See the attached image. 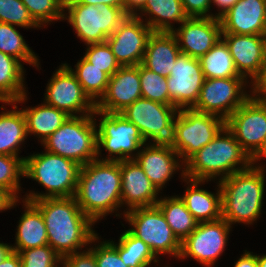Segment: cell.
<instances>
[{
	"label": "cell",
	"instance_id": "6da1fadb",
	"mask_svg": "<svg viewBox=\"0 0 266 267\" xmlns=\"http://www.w3.org/2000/svg\"><path fill=\"white\" fill-rule=\"evenodd\" d=\"M31 203L43 216L48 245L62 259L98 238L91 229L94 222L80 209L75 197L42 198Z\"/></svg>",
	"mask_w": 266,
	"mask_h": 267
},
{
	"label": "cell",
	"instance_id": "7a4b0ae2",
	"mask_svg": "<svg viewBox=\"0 0 266 267\" xmlns=\"http://www.w3.org/2000/svg\"><path fill=\"white\" fill-rule=\"evenodd\" d=\"M74 197L80 209L93 222L120 207V161L97 158L81 166Z\"/></svg>",
	"mask_w": 266,
	"mask_h": 267
},
{
	"label": "cell",
	"instance_id": "3957f363",
	"mask_svg": "<svg viewBox=\"0 0 266 267\" xmlns=\"http://www.w3.org/2000/svg\"><path fill=\"white\" fill-rule=\"evenodd\" d=\"M221 134L226 136L221 137ZM185 163V170H182L184 179L188 177L192 180L205 181L221 173L225 174L221 179L227 178L235 172L249 168L253 160L225 126L210 143L197 151ZM240 163L243 167L235 168Z\"/></svg>",
	"mask_w": 266,
	"mask_h": 267
},
{
	"label": "cell",
	"instance_id": "277c9868",
	"mask_svg": "<svg viewBox=\"0 0 266 267\" xmlns=\"http://www.w3.org/2000/svg\"><path fill=\"white\" fill-rule=\"evenodd\" d=\"M262 167L249 168L220 179L222 218L233 222L251 224L259 217L264 193V173Z\"/></svg>",
	"mask_w": 266,
	"mask_h": 267
},
{
	"label": "cell",
	"instance_id": "5b68a950",
	"mask_svg": "<svg viewBox=\"0 0 266 267\" xmlns=\"http://www.w3.org/2000/svg\"><path fill=\"white\" fill-rule=\"evenodd\" d=\"M80 167L70 159L47 151L26 157L24 159V176L38 181L47 188L49 193L46 195L30 193L25 201L74 197Z\"/></svg>",
	"mask_w": 266,
	"mask_h": 267
},
{
	"label": "cell",
	"instance_id": "8992f818",
	"mask_svg": "<svg viewBox=\"0 0 266 267\" xmlns=\"http://www.w3.org/2000/svg\"><path fill=\"white\" fill-rule=\"evenodd\" d=\"M92 115L69 116L43 142L46 151L70 159L80 166L97 159V127Z\"/></svg>",
	"mask_w": 266,
	"mask_h": 267
},
{
	"label": "cell",
	"instance_id": "52a82bcc",
	"mask_svg": "<svg viewBox=\"0 0 266 267\" xmlns=\"http://www.w3.org/2000/svg\"><path fill=\"white\" fill-rule=\"evenodd\" d=\"M169 144L185 162L210 143L225 127V120L217 115L185 108L178 110ZM184 157V158H183Z\"/></svg>",
	"mask_w": 266,
	"mask_h": 267
},
{
	"label": "cell",
	"instance_id": "ba28073f",
	"mask_svg": "<svg viewBox=\"0 0 266 267\" xmlns=\"http://www.w3.org/2000/svg\"><path fill=\"white\" fill-rule=\"evenodd\" d=\"M63 9L68 10V21L76 30L77 36L88 45L106 42L128 16L118 7L78 4L74 0L64 2Z\"/></svg>",
	"mask_w": 266,
	"mask_h": 267
},
{
	"label": "cell",
	"instance_id": "9c48e42d",
	"mask_svg": "<svg viewBox=\"0 0 266 267\" xmlns=\"http://www.w3.org/2000/svg\"><path fill=\"white\" fill-rule=\"evenodd\" d=\"M125 218L134 227L128 231L143 240L155 256L163 253L180 256L181 241L157 205L131 209L125 213Z\"/></svg>",
	"mask_w": 266,
	"mask_h": 267
},
{
	"label": "cell",
	"instance_id": "30bf717a",
	"mask_svg": "<svg viewBox=\"0 0 266 267\" xmlns=\"http://www.w3.org/2000/svg\"><path fill=\"white\" fill-rule=\"evenodd\" d=\"M225 126L253 160L266 143V102L249 97L225 120Z\"/></svg>",
	"mask_w": 266,
	"mask_h": 267
},
{
	"label": "cell",
	"instance_id": "8fae6325",
	"mask_svg": "<svg viewBox=\"0 0 266 267\" xmlns=\"http://www.w3.org/2000/svg\"><path fill=\"white\" fill-rule=\"evenodd\" d=\"M94 114L103 117L97 131V154H100L102 145L110 155H119L116 158H107L105 161L119 162L134 159L130 153L145 144L138 127L121 113H105L95 109Z\"/></svg>",
	"mask_w": 266,
	"mask_h": 267
},
{
	"label": "cell",
	"instance_id": "7c38bea8",
	"mask_svg": "<svg viewBox=\"0 0 266 267\" xmlns=\"http://www.w3.org/2000/svg\"><path fill=\"white\" fill-rule=\"evenodd\" d=\"M177 110L172 105L141 97L124 109L121 114L138 127L145 142L148 138H152L154 143H169Z\"/></svg>",
	"mask_w": 266,
	"mask_h": 267
},
{
	"label": "cell",
	"instance_id": "4fadbf2b",
	"mask_svg": "<svg viewBox=\"0 0 266 267\" xmlns=\"http://www.w3.org/2000/svg\"><path fill=\"white\" fill-rule=\"evenodd\" d=\"M244 80V77L205 78L198 101L192 109L226 120L250 97L243 90L241 92Z\"/></svg>",
	"mask_w": 266,
	"mask_h": 267
},
{
	"label": "cell",
	"instance_id": "5bb4252c",
	"mask_svg": "<svg viewBox=\"0 0 266 267\" xmlns=\"http://www.w3.org/2000/svg\"><path fill=\"white\" fill-rule=\"evenodd\" d=\"M153 30L143 24L140 16L128 15L107 38L112 53L121 67L142 64L146 46Z\"/></svg>",
	"mask_w": 266,
	"mask_h": 267
},
{
	"label": "cell",
	"instance_id": "9a60e30c",
	"mask_svg": "<svg viewBox=\"0 0 266 267\" xmlns=\"http://www.w3.org/2000/svg\"><path fill=\"white\" fill-rule=\"evenodd\" d=\"M230 228L223 218L198 223L195 230L181 242L179 258L190 256L203 265L211 266L223 252Z\"/></svg>",
	"mask_w": 266,
	"mask_h": 267
},
{
	"label": "cell",
	"instance_id": "2e32d148",
	"mask_svg": "<svg viewBox=\"0 0 266 267\" xmlns=\"http://www.w3.org/2000/svg\"><path fill=\"white\" fill-rule=\"evenodd\" d=\"M171 69L167 87L172 106L178 110L193 108L205 79L199 59L180 52Z\"/></svg>",
	"mask_w": 266,
	"mask_h": 267
},
{
	"label": "cell",
	"instance_id": "e0dca14e",
	"mask_svg": "<svg viewBox=\"0 0 266 267\" xmlns=\"http://www.w3.org/2000/svg\"><path fill=\"white\" fill-rule=\"evenodd\" d=\"M45 94L46 104L64 111L69 116H76L74 112L93 114L96 109V103L84 92L75 75L65 64L55 72Z\"/></svg>",
	"mask_w": 266,
	"mask_h": 267
},
{
	"label": "cell",
	"instance_id": "ac0fdd59",
	"mask_svg": "<svg viewBox=\"0 0 266 267\" xmlns=\"http://www.w3.org/2000/svg\"><path fill=\"white\" fill-rule=\"evenodd\" d=\"M180 28L172 32L180 51L193 58L205 55L222 36L220 19L215 17H188Z\"/></svg>",
	"mask_w": 266,
	"mask_h": 267
},
{
	"label": "cell",
	"instance_id": "d6986e66",
	"mask_svg": "<svg viewBox=\"0 0 266 267\" xmlns=\"http://www.w3.org/2000/svg\"><path fill=\"white\" fill-rule=\"evenodd\" d=\"M142 97L139 65L120 67L111 77L96 109L105 113H121Z\"/></svg>",
	"mask_w": 266,
	"mask_h": 267
},
{
	"label": "cell",
	"instance_id": "ffe728a7",
	"mask_svg": "<svg viewBox=\"0 0 266 267\" xmlns=\"http://www.w3.org/2000/svg\"><path fill=\"white\" fill-rule=\"evenodd\" d=\"M222 35L238 73L254 79L266 60V35Z\"/></svg>",
	"mask_w": 266,
	"mask_h": 267
},
{
	"label": "cell",
	"instance_id": "44dd1931",
	"mask_svg": "<svg viewBox=\"0 0 266 267\" xmlns=\"http://www.w3.org/2000/svg\"><path fill=\"white\" fill-rule=\"evenodd\" d=\"M220 23L222 33L266 35V0H239Z\"/></svg>",
	"mask_w": 266,
	"mask_h": 267
},
{
	"label": "cell",
	"instance_id": "7402d4cb",
	"mask_svg": "<svg viewBox=\"0 0 266 267\" xmlns=\"http://www.w3.org/2000/svg\"><path fill=\"white\" fill-rule=\"evenodd\" d=\"M121 202L130 207L155 206L159 191L134 159L120 161Z\"/></svg>",
	"mask_w": 266,
	"mask_h": 267
},
{
	"label": "cell",
	"instance_id": "603a6c76",
	"mask_svg": "<svg viewBox=\"0 0 266 267\" xmlns=\"http://www.w3.org/2000/svg\"><path fill=\"white\" fill-rule=\"evenodd\" d=\"M174 155L179 157L169 143H155L138 152L134 160L153 185L160 190L179 167Z\"/></svg>",
	"mask_w": 266,
	"mask_h": 267
},
{
	"label": "cell",
	"instance_id": "cb8c5ba5",
	"mask_svg": "<svg viewBox=\"0 0 266 267\" xmlns=\"http://www.w3.org/2000/svg\"><path fill=\"white\" fill-rule=\"evenodd\" d=\"M172 32H154L150 35L142 65L159 75L169 77L180 48Z\"/></svg>",
	"mask_w": 266,
	"mask_h": 267
},
{
	"label": "cell",
	"instance_id": "d4e9b609",
	"mask_svg": "<svg viewBox=\"0 0 266 267\" xmlns=\"http://www.w3.org/2000/svg\"><path fill=\"white\" fill-rule=\"evenodd\" d=\"M190 187L184 196L180 197L188 211L200 222H211L222 218L221 190L216 195L196 186L204 181L189 179Z\"/></svg>",
	"mask_w": 266,
	"mask_h": 267
},
{
	"label": "cell",
	"instance_id": "484cf974",
	"mask_svg": "<svg viewBox=\"0 0 266 267\" xmlns=\"http://www.w3.org/2000/svg\"><path fill=\"white\" fill-rule=\"evenodd\" d=\"M24 202L26 210L19 221L14 252L48 245L47 229L41 212L31 202Z\"/></svg>",
	"mask_w": 266,
	"mask_h": 267
},
{
	"label": "cell",
	"instance_id": "4316f807",
	"mask_svg": "<svg viewBox=\"0 0 266 267\" xmlns=\"http://www.w3.org/2000/svg\"><path fill=\"white\" fill-rule=\"evenodd\" d=\"M22 64L16 58L0 51V101L23 102L26 94L23 85Z\"/></svg>",
	"mask_w": 266,
	"mask_h": 267
},
{
	"label": "cell",
	"instance_id": "83f0119b",
	"mask_svg": "<svg viewBox=\"0 0 266 267\" xmlns=\"http://www.w3.org/2000/svg\"><path fill=\"white\" fill-rule=\"evenodd\" d=\"M22 112L26 120L27 134L39 135L42 143L69 117L64 111L48 104L22 110Z\"/></svg>",
	"mask_w": 266,
	"mask_h": 267
},
{
	"label": "cell",
	"instance_id": "f1b7e54d",
	"mask_svg": "<svg viewBox=\"0 0 266 267\" xmlns=\"http://www.w3.org/2000/svg\"><path fill=\"white\" fill-rule=\"evenodd\" d=\"M142 11L155 15L146 23L154 32H173L170 20L182 23L188 18L181 0H147Z\"/></svg>",
	"mask_w": 266,
	"mask_h": 267
},
{
	"label": "cell",
	"instance_id": "f546056e",
	"mask_svg": "<svg viewBox=\"0 0 266 267\" xmlns=\"http://www.w3.org/2000/svg\"><path fill=\"white\" fill-rule=\"evenodd\" d=\"M26 136V120L22 110L0 114V155L18 157V147Z\"/></svg>",
	"mask_w": 266,
	"mask_h": 267
},
{
	"label": "cell",
	"instance_id": "4dcf8cb0",
	"mask_svg": "<svg viewBox=\"0 0 266 267\" xmlns=\"http://www.w3.org/2000/svg\"><path fill=\"white\" fill-rule=\"evenodd\" d=\"M173 233L182 242L198 226V221L188 211L184 201L180 197H172L158 200L156 204Z\"/></svg>",
	"mask_w": 266,
	"mask_h": 267
},
{
	"label": "cell",
	"instance_id": "1f68e13d",
	"mask_svg": "<svg viewBox=\"0 0 266 267\" xmlns=\"http://www.w3.org/2000/svg\"><path fill=\"white\" fill-rule=\"evenodd\" d=\"M204 78L242 77L235 66L228 46L222 38L199 58Z\"/></svg>",
	"mask_w": 266,
	"mask_h": 267
},
{
	"label": "cell",
	"instance_id": "d6a6232c",
	"mask_svg": "<svg viewBox=\"0 0 266 267\" xmlns=\"http://www.w3.org/2000/svg\"><path fill=\"white\" fill-rule=\"evenodd\" d=\"M112 242L110 243L117 249L120 258L128 267H147L152 260L157 262L150 247L128 230L121 235L118 246Z\"/></svg>",
	"mask_w": 266,
	"mask_h": 267
},
{
	"label": "cell",
	"instance_id": "836d02e7",
	"mask_svg": "<svg viewBox=\"0 0 266 267\" xmlns=\"http://www.w3.org/2000/svg\"><path fill=\"white\" fill-rule=\"evenodd\" d=\"M75 75L81 84L84 92L96 103L94 99L100 98L105 94L109 82V76L101 69L97 68L84 57L77 63L76 71L65 64Z\"/></svg>",
	"mask_w": 266,
	"mask_h": 267
},
{
	"label": "cell",
	"instance_id": "e575fe53",
	"mask_svg": "<svg viewBox=\"0 0 266 267\" xmlns=\"http://www.w3.org/2000/svg\"><path fill=\"white\" fill-rule=\"evenodd\" d=\"M0 51L17 60L38 66V59L12 24L0 22Z\"/></svg>",
	"mask_w": 266,
	"mask_h": 267
},
{
	"label": "cell",
	"instance_id": "d590c367",
	"mask_svg": "<svg viewBox=\"0 0 266 267\" xmlns=\"http://www.w3.org/2000/svg\"><path fill=\"white\" fill-rule=\"evenodd\" d=\"M142 98L172 105L167 87V77L159 75L139 64Z\"/></svg>",
	"mask_w": 266,
	"mask_h": 267
},
{
	"label": "cell",
	"instance_id": "8d00e7d4",
	"mask_svg": "<svg viewBox=\"0 0 266 267\" xmlns=\"http://www.w3.org/2000/svg\"><path fill=\"white\" fill-rule=\"evenodd\" d=\"M24 159L11 155H0V188L7 191L15 200L19 188V177L24 176Z\"/></svg>",
	"mask_w": 266,
	"mask_h": 267
},
{
	"label": "cell",
	"instance_id": "74e56055",
	"mask_svg": "<svg viewBox=\"0 0 266 267\" xmlns=\"http://www.w3.org/2000/svg\"><path fill=\"white\" fill-rule=\"evenodd\" d=\"M30 16L40 26L64 18L62 0H21Z\"/></svg>",
	"mask_w": 266,
	"mask_h": 267
},
{
	"label": "cell",
	"instance_id": "f35d334b",
	"mask_svg": "<svg viewBox=\"0 0 266 267\" xmlns=\"http://www.w3.org/2000/svg\"><path fill=\"white\" fill-rule=\"evenodd\" d=\"M0 22L21 27H41L30 16L21 0H0Z\"/></svg>",
	"mask_w": 266,
	"mask_h": 267
},
{
	"label": "cell",
	"instance_id": "ab89813d",
	"mask_svg": "<svg viewBox=\"0 0 266 267\" xmlns=\"http://www.w3.org/2000/svg\"><path fill=\"white\" fill-rule=\"evenodd\" d=\"M84 58L111 77L121 66L107 42L89 44Z\"/></svg>",
	"mask_w": 266,
	"mask_h": 267
},
{
	"label": "cell",
	"instance_id": "60d3db41",
	"mask_svg": "<svg viewBox=\"0 0 266 267\" xmlns=\"http://www.w3.org/2000/svg\"><path fill=\"white\" fill-rule=\"evenodd\" d=\"M17 253L22 267H56L57 262H62V258L50 245L25 249Z\"/></svg>",
	"mask_w": 266,
	"mask_h": 267
},
{
	"label": "cell",
	"instance_id": "b9f144b4",
	"mask_svg": "<svg viewBox=\"0 0 266 267\" xmlns=\"http://www.w3.org/2000/svg\"><path fill=\"white\" fill-rule=\"evenodd\" d=\"M97 267H128L122 261L117 249L110 242H103L93 249Z\"/></svg>",
	"mask_w": 266,
	"mask_h": 267
},
{
	"label": "cell",
	"instance_id": "7bdbcfd3",
	"mask_svg": "<svg viewBox=\"0 0 266 267\" xmlns=\"http://www.w3.org/2000/svg\"><path fill=\"white\" fill-rule=\"evenodd\" d=\"M63 267H97L93 248L86 252L68 254L62 259Z\"/></svg>",
	"mask_w": 266,
	"mask_h": 267
},
{
	"label": "cell",
	"instance_id": "ee69618b",
	"mask_svg": "<svg viewBox=\"0 0 266 267\" xmlns=\"http://www.w3.org/2000/svg\"><path fill=\"white\" fill-rule=\"evenodd\" d=\"M188 17H213L208 15L211 0H181Z\"/></svg>",
	"mask_w": 266,
	"mask_h": 267
},
{
	"label": "cell",
	"instance_id": "f6af8a7d",
	"mask_svg": "<svg viewBox=\"0 0 266 267\" xmlns=\"http://www.w3.org/2000/svg\"><path fill=\"white\" fill-rule=\"evenodd\" d=\"M253 80V84L254 85V89H253V94L256 95V93L260 95V93L262 95H265V96H259L258 98L255 96V97H252L253 99L257 100V101H262V102H266V60L262 66V68L260 69V72L259 74L254 78L252 79Z\"/></svg>",
	"mask_w": 266,
	"mask_h": 267
},
{
	"label": "cell",
	"instance_id": "bcb514c9",
	"mask_svg": "<svg viewBox=\"0 0 266 267\" xmlns=\"http://www.w3.org/2000/svg\"><path fill=\"white\" fill-rule=\"evenodd\" d=\"M78 4H85V5H110L112 7H118L125 11L124 2L123 0H74Z\"/></svg>",
	"mask_w": 266,
	"mask_h": 267
},
{
	"label": "cell",
	"instance_id": "7dc6e473",
	"mask_svg": "<svg viewBox=\"0 0 266 267\" xmlns=\"http://www.w3.org/2000/svg\"><path fill=\"white\" fill-rule=\"evenodd\" d=\"M234 267H258L257 255H253L250 252L245 253Z\"/></svg>",
	"mask_w": 266,
	"mask_h": 267
},
{
	"label": "cell",
	"instance_id": "c3c4849f",
	"mask_svg": "<svg viewBox=\"0 0 266 267\" xmlns=\"http://www.w3.org/2000/svg\"><path fill=\"white\" fill-rule=\"evenodd\" d=\"M147 0H123L124 2V7H125V12L128 15H136L137 13L135 12V9L141 10L146 3Z\"/></svg>",
	"mask_w": 266,
	"mask_h": 267
},
{
	"label": "cell",
	"instance_id": "681fc988",
	"mask_svg": "<svg viewBox=\"0 0 266 267\" xmlns=\"http://www.w3.org/2000/svg\"><path fill=\"white\" fill-rule=\"evenodd\" d=\"M17 201L7 191L0 188V211L10 209Z\"/></svg>",
	"mask_w": 266,
	"mask_h": 267
},
{
	"label": "cell",
	"instance_id": "f907efd6",
	"mask_svg": "<svg viewBox=\"0 0 266 267\" xmlns=\"http://www.w3.org/2000/svg\"><path fill=\"white\" fill-rule=\"evenodd\" d=\"M215 5L222 9L215 18L220 19L231 7H233L239 0H211Z\"/></svg>",
	"mask_w": 266,
	"mask_h": 267
},
{
	"label": "cell",
	"instance_id": "816d5d0a",
	"mask_svg": "<svg viewBox=\"0 0 266 267\" xmlns=\"http://www.w3.org/2000/svg\"><path fill=\"white\" fill-rule=\"evenodd\" d=\"M0 267H22L19 254L17 252H12L0 263Z\"/></svg>",
	"mask_w": 266,
	"mask_h": 267
},
{
	"label": "cell",
	"instance_id": "f5cc1de1",
	"mask_svg": "<svg viewBox=\"0 0 266 267\" xmlns=\"http://www.w3.org/2000/svg\"><path fill=\"white\" fill-rule=\"evenodd\" d=\"M13 251V247L4 243H0V263L6 259Z\"/></svg>",
	"mask_w": 266,
	"mask_h": 267
},
{
	"label": "cell",
	"instance_id": "db71d44e",
	"mask_svg": "<svg viewBox=\"0 0 266 267\" xmlns=\"http://www.w3.org/2000/svg\"><path fill=\"white\" fill-rule=\"evenodd\" d=\"M258 267H266V255L257 256Z\"/></svg>",
	"mask_w": 266,
	"mask_h": 267
},
{
	"label": "cell",
	"instance_id": "11a10c76",
	"mask_svg": "<svg viewBox=\"0 0 266 267\" xmlns=\"http://www.w3.org/2000/svg\"><path fill=\"white\" fill-rule=\"evenodd\" d=\"M266 157V143L264 145V147L262 148V150L260 151V153L253 159V163L255 161H258L259 159H261V157Z\"/></svg>",
	"mask_w": 266,
	"mask_h": 267
}]
</instances>
